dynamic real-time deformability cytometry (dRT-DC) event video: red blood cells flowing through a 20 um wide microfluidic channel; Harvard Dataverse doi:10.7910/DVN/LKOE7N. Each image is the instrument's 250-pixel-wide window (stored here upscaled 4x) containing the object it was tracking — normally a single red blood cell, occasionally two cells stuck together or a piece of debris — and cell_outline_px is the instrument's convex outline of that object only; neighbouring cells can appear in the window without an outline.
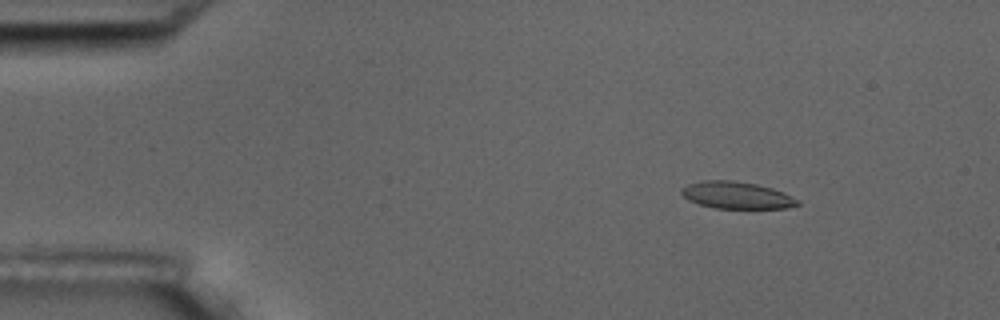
{"species": "common noctule bat (a hibernating species)", "species_latin": "Nyctalus noctula", "temperature_condition": "room temperature", "stored_images_in_passage": 4, "camera_frame_rate_fps": 3000, "um_per_image_px": 0.085, "animal": {"sex": "male", "body_mass_g": 17.5, "forearm_length_mm": 52.3}, "frame": {"image": 1, "passage_image": 1, "time_ms": 0.0, "image_size_px": [1000, 320], "cell_outline_px": [[800, 204], [788, 208], [716, 208], [700, 204], [688, 200], [680, 192], [680, 188], [688, 184], [704, 180], [736, 180], [756, 184], [772, 188], [784, 192], [800, 200]], "centroid_in_image_um": [62.63, 16.58], "position_along_channel_um": 22.4, "area_um2": 18.38}}
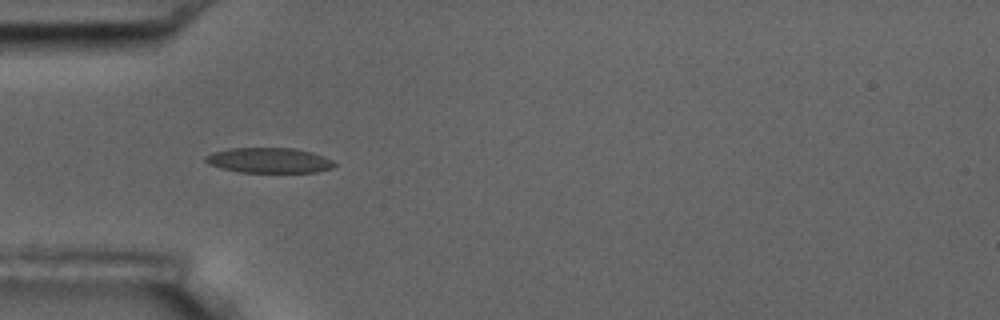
{"frame": {"image": 2, "passage_image": 3, "time_ms": 3.333, "image_size_px": [1000, 320], "cell_outline_px": [[336, 164], [332, 168], [316, 172], [240, 172], [220, 168], [208, 164], [204, 160], [204, 156], [212, 152], [228, 148], [296, 148], [312, 152], [324, 156], [332, 160]], "centroid_in_image_um": [22.85, 13.62], "position_along_channel_um": 62.2, "area_um2": 19.07}}